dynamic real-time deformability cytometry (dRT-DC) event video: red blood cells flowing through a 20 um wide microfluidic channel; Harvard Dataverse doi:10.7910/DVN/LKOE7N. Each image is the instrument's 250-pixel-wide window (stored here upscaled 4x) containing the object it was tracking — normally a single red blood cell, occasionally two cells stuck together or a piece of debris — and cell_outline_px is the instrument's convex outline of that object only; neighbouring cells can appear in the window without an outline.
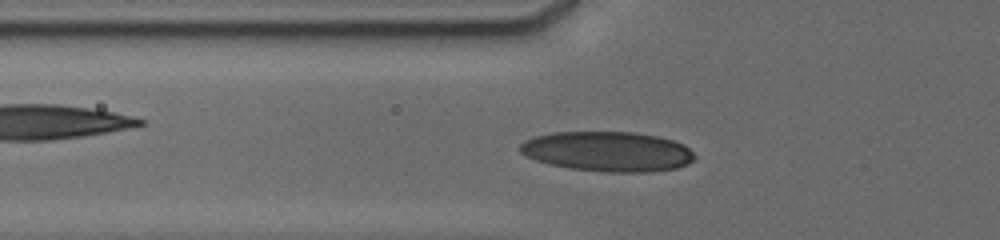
{"species": "human", "species_latin": "Homo sapiens", "temperature_condition": "cold", "stored_images_in_passage": 27, "camera_frame_rate_fps": 3000, "um_per_image_px": 0.085, "donor": {"sex": "male"}, "frame": {"image": 1, "passage_image": 14, "time_ms": 5.667, "image_size_px": [1000, 240], "cell_outline_px": [[696, 156], [688, 164], [676, 168], [652, 172], [604, 172], [572, 168], [548, 164], [536, 160], [520, 152], [520, 144], [524, 140], [536, 136], [552, 132], [632, 132], [660, 136], [684, 144]], "centroid_in_image_um": [51.67, 12.87], "position_along_channel_um": 74.1, "area_um2": 40.69}}
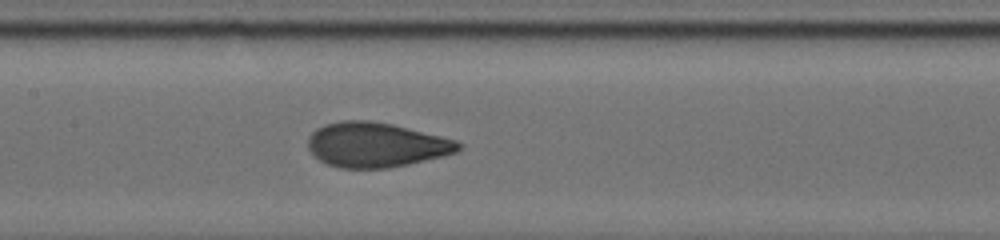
{"frame": {"image": 2, "passage_image": 20, "time_ms": 8.333, "image_size_px": [1000, 240], "cell_outline_px": [[464, 144], [456, 152], [444, 156], [408, 164], [388, 168], [340, 168], [328, 164], [320, 160], [308, 148], [308, 136], [316, 128], [324, 124], [340, 120], [372, 120], [392, 124], [456, 140]], "centroid_in_image_um": [31.95, 12.3], "position_along_channel_um": 175.4, "area_um2": 39.25}}
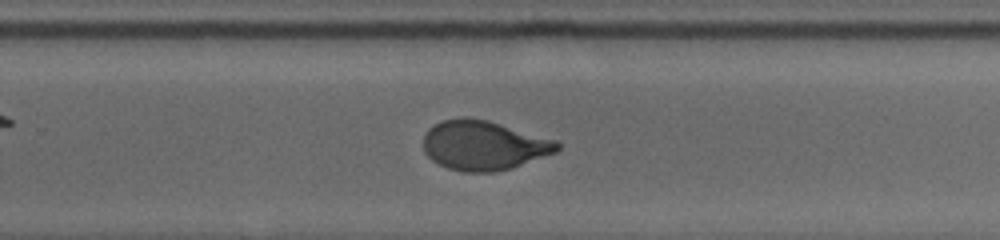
{"frame": {"image": 3, "passage_image": 27, "time_ms": 11.333, "image_size_px": [1000, 240], "cell_outline_px": [[560, 148], [556, 152], [512, 168], [492, 172], [464, 172], [448, 168], [432, 160], [424, 152], [424, 132], [428, 128], [444, 120], [464, 116], [468, 116], [488, 120], [556, 140], [560, 144]], "centroid_in_image_um": [41.11, 12.35], "position_along_channel_um": 288.7, "area_um2": 38.67}}